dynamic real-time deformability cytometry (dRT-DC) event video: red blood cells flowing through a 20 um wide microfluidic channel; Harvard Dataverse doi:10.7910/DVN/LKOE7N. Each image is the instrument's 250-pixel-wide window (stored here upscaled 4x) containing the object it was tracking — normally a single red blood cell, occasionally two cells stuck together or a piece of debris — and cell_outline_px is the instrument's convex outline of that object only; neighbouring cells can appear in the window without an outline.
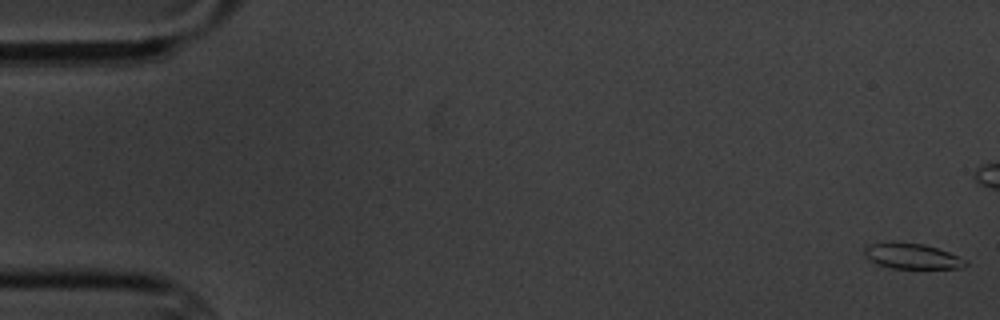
{"species": "common noctule bat (a hibernating species)", "species_latin": "Nyctalus noctula", "temperature_condition": "cold", "stored_images_in_passage": 7, "camera_frame_rate_fps": 3000, "um_per_image_px": 0.085, "animal": {"sex": "male", "body_mass_g": 20.1, "forearm_length_mm": 53.5}, "frame": {"image": 1, "passage_image": 1, "time_ms": 0.0, "image_size_px": [1000, 320], "cell_outline_px": [[968, 264], [960, 268], [892, 268], [876, 264], [864, 256], [864, 248], [868, 244], [888, 240], [892, 240], [924, 244], [948, 252], [968, 260]], "centroid_in_image_um": [77.46, 21.74], "position_along_channel_um": 7.5, "area_um2": 15.37}}
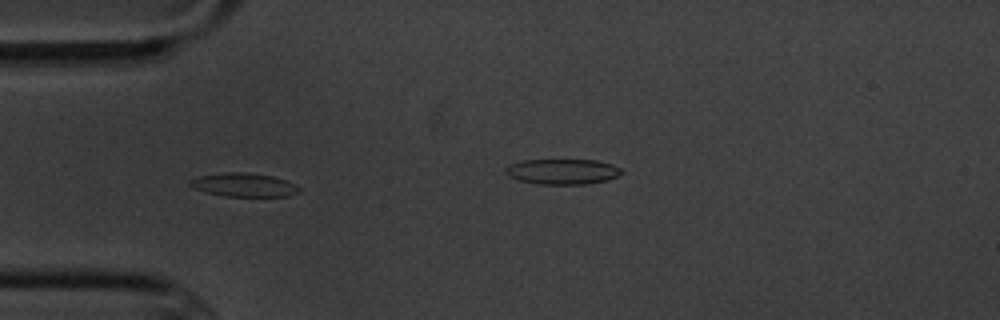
{"frame": {"image": 2, "passage_image": 6, "time_ms": 5.667, "image_size_px": [1000, 320], "cell_outline_px": [[300, 192], [288, 196], [224, 196], [192, 188], [188, 184], [188, 180], [196, 176], [224, 172], [248, 172], [272, 176], [284, 180], [300, 188]], "centroid_in_image_um": [20.66, 15.7], "position_along_channel_um": 64.3, "area_um2": 15.03}}